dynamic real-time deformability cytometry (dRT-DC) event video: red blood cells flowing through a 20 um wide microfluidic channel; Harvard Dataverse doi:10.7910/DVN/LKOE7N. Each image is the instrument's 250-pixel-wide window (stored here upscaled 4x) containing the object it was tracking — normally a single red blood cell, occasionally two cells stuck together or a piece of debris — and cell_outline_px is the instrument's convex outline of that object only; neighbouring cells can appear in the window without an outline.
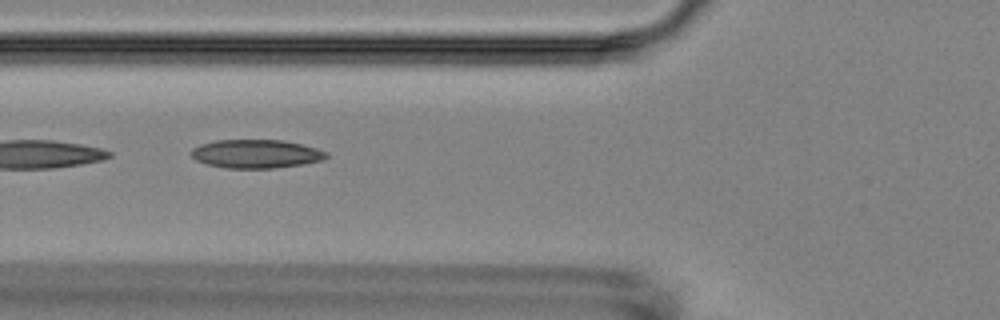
{"species": "Egyptian fruit bat (a non-hibernating species)", "species_latin": "Rousettus aegyptiacus", "temperature_condition": "room temperature", "stored_images_in_passage": 12, "camera_frame_rate_fps": 3000, "um_per_image_px": 0.085, "animal": {"sex": "female"}, "frame": {"image": 1, "passage_image": 6, "time_ms": 6.0, "image_size_px": [1000, 320], "cell_outline_px": [[328, 156], [324, 160], [304, 164], [272, 168], [224, 168], [208, 164], [196, 160], [188, 152], [192, 148], [200, 144], [216, 140], [284, 140], [316, 148], [328, 152]], "centroid_in_image_um": [21.76, 13.07], "position_along_channel_um": 104.0, "area_um2": 22.6}}
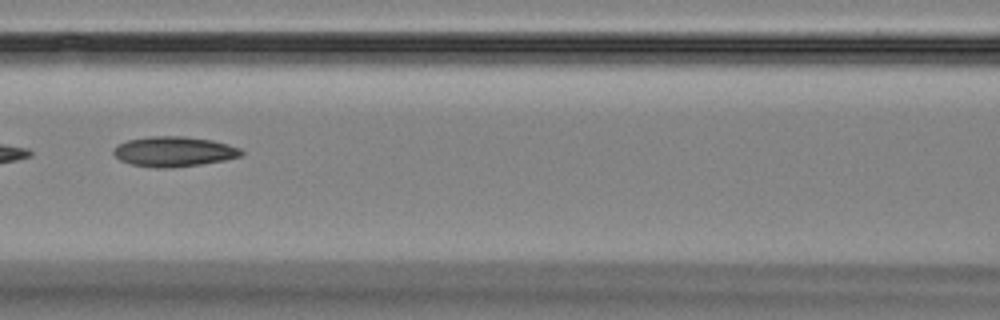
{"frame": {"image": 2, "passage_image": 7, "time_ms": 7.333, "image_size_px": [1000, 320], "cell_outline_px": [[244, 152], [240, 156], [224, 160], [200, 164], [164, 168], [156, 168], [132, 164], [120, 160], [112, 152], [112, 148], [128, 140], [148, 136], [184, 136], [212, 140], [228, 144], [240, 148]], "centroid_in_image_um": [14.77, 12.87], "position_along_channel_um": 151.8, "area_um2": 22.25}}
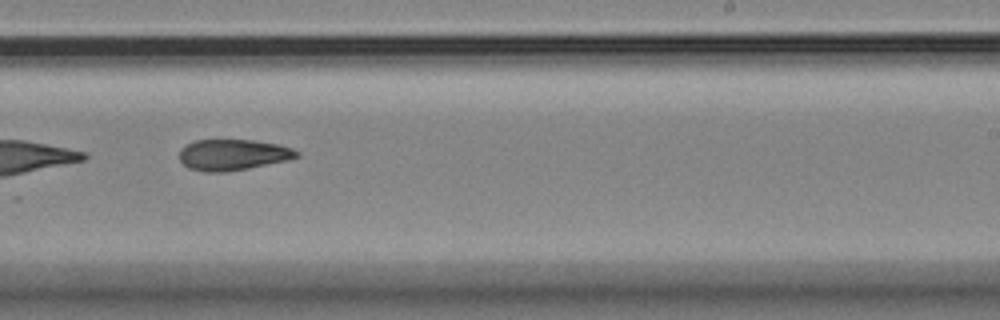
{"frame": {"image": 3, "passage_image": 10, "time_ms": 10.667, "image_size_px": [1000, 320], "cell_outline_px": [[300, 156], [288, 160], [248, 168], [224, 172], [204, 172], [188, 168], [180, 160], [180, 148], [196, 140], [252, 140], [276, 144], [292, 148], [300, 152]], "centroid_in_image_um": [19.8, 13.16], "position_along_channel_um": 269.2, "area_um2": 21.1}}